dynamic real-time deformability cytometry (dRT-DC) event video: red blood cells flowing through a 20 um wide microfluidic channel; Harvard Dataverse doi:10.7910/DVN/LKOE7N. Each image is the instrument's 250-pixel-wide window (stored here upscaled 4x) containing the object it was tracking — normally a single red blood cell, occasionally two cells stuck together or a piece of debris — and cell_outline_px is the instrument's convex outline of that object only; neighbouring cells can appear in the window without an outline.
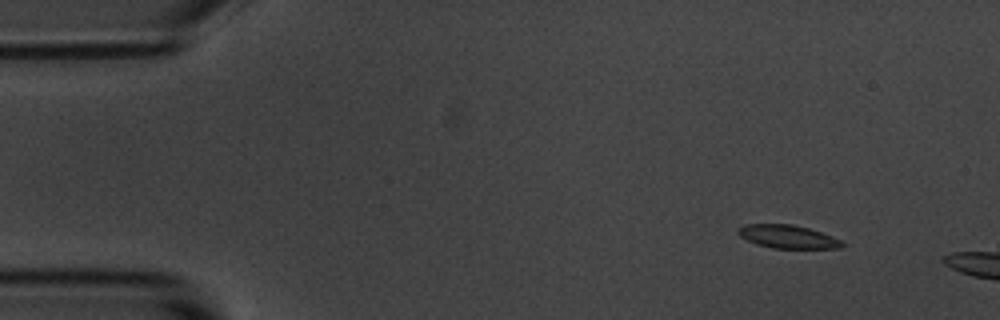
{"species": "common noctule bat (a hibernating species)", "species_latin": "Nyctalus noctula", "temperature_condition": "room temperature", "stored_images_in_passage": 4, "camera_frame_rate_fps": 3000, "um_per_image_px": 0.085, "animal": {"sex": "male", "body_mass_g": 20.1, "forearm_length_mm": 53.5}, "frame": {"image": 1, "passage_image": 2, "time_ms": 1.0, "image_size_px": [1000, 320], "cell_outline_px": [[844, 244], [840, 248], [772, 248], [756, 244], [740, 236], [736, 232], [736, 228], [744, 224], [792, 224], [808, 228], [820, 232], [840, 240]], "centroid_in_image_um": [66.89, 20.11], "position_along_channel_um": 18.1, "area_um2": 13.99}}